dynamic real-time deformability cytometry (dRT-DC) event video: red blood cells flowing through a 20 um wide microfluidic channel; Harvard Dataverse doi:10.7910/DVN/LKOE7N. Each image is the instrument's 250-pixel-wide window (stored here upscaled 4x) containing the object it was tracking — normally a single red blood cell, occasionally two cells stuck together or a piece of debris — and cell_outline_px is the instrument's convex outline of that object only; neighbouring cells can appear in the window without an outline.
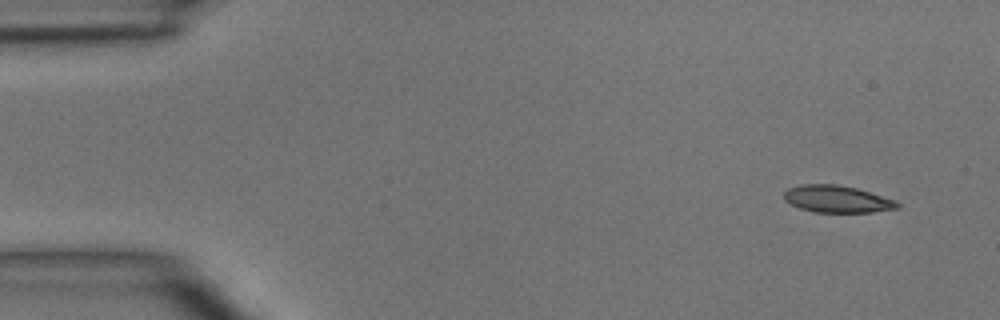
{"species": "common noctule bat (a hibernating species)", "species_latin": "Nyctalus noctula", "temperature_condition": "room temperature", "stored_images_in_passage": 3, "camera_frame_rate_fps": 3000, "um_per_image_px": 0.085, "animal": {"sex": "male", "body_mass_g": 15.6}, "frame": {"image": 1, "passage_image": 1, "time_ms": 0.0, "image_size_px": [1000, 320], "cell_outline_px": [[900, 208], [872, 212], [812, 212], [800, 208], [784, 200], [784, 192], [788, 188], [800, 184], [836, 184], [856, 188], [896, 200], [900, 204]], "centroid_in_image_um": [71.15, 16.92], "position_along_channel_um": 13.8, "area_um2": 17.92}}